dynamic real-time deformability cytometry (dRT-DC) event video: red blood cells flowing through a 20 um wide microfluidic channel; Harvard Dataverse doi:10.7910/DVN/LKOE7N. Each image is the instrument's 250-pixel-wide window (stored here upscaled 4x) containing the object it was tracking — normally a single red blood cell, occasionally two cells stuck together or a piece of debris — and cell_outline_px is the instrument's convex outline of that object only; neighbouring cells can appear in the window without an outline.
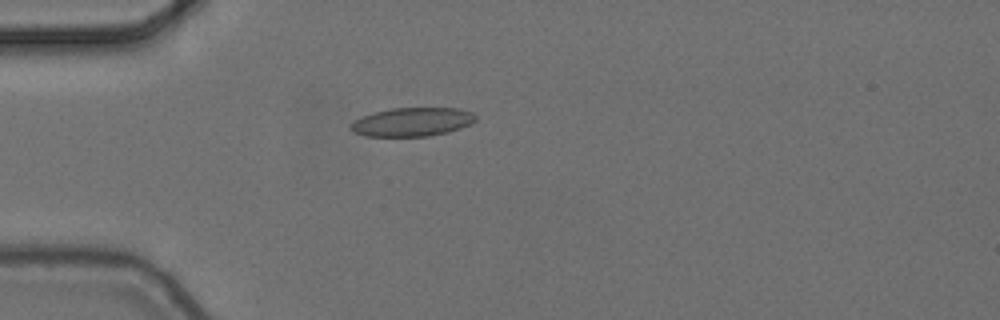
{"species": "common noctule bat (a hibernating species)", "species_latin": "Nyctalus noctula", "temperature_condition": "cold", "stored_images_in_passage": 6, "camera_frame_rate_fps": 3000, "um_per_image_px": 0.085, "animal": {"sex": "female", "body_mass_g": 24.6, "forearm_length_mm": 56.2}, "frame": {"image": 1, "passage_image": 4, "time_ms": 1.0, "image_size_px": [1000, 320], "cell_outline_px": [[476, 120], [472, 124], [448, 132], [428, 136], [364, 136], [352, 132], [348, 128], [348, 124], [364, 116], [376, 112], [392, 108], [460, 108], [472, 112], [476, 116]], "centroid_in_image_um": [35.04, 10.37], "position_along_channel_um": 50.0, "area_um2": 20.98}}